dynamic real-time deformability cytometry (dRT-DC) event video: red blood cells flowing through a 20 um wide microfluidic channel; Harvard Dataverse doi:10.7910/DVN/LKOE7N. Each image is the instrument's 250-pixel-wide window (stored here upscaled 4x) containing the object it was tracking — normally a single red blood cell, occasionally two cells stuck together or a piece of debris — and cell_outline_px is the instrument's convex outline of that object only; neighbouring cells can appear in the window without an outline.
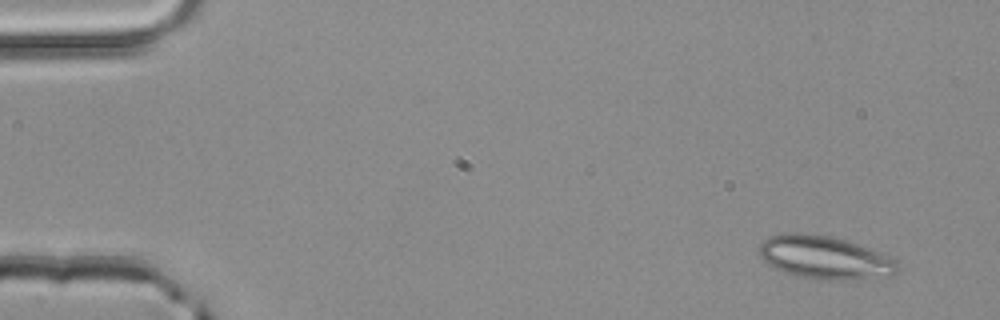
{"species": "common noctule bat (a hibernating species)", "species_latin": "Nyctalus noctula", "temperature_condition": "room temperature", "stored_images_in_passage": 3, "camera_frame_rate_fps": 3000, "um_per_image_px": 0.085, "animal": {"sex": "male", "body_mass_g": 20.4}, "frame": {"image": 1, "passage_image": 1, "time_ms": 0.0, "image_size_px": [1000, 320], "cell_outline_px": [[900, 268], [892, 276], [852, 280], [820, 280], [800, 276], [784, 272], [768, 264], [760, 256], [760, 244], [764, 240], [772, 236], [788, 232], [800, 232], [828, 236], [844, 240], [884, 252], [896, 260]], "centroid_in_image_um": [70.17, 21.9], "position_along_channel_um": 14.8, "area_um2": 34.97}}